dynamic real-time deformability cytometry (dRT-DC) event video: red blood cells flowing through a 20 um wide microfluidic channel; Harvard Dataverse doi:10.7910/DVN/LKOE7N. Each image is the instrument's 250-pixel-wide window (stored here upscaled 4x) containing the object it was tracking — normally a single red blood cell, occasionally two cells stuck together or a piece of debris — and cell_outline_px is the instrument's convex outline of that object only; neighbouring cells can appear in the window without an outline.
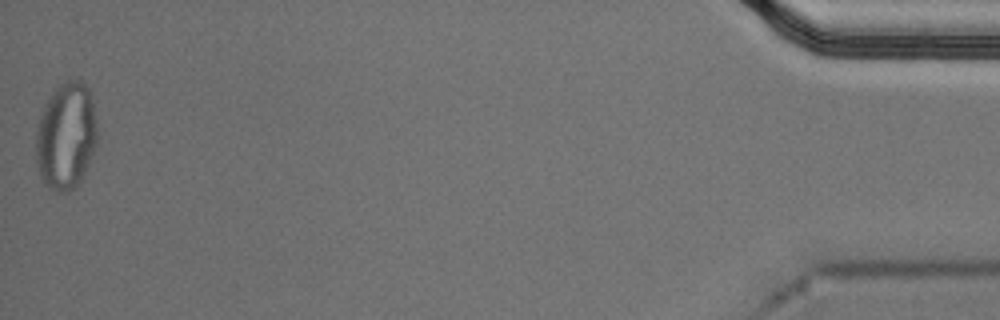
{"species": "Egyptian fruit bat (a non-hibernating species)", "species_latin": "Rousettus aegyptiacus", "temperature_condition": "cold", "stored_images_in_passage": 55, "segment_of_instrument_passage": [2, 2], "camera_frame_rate_fps": 3000, "um_per_image_px": 0.085, "animal": {"sex": "male"}, "frame": {"image": 1, "passage_image": 55, "time_ms": 18.0, "image_size_px": [1000, 320], "cell_outline_px": [[96, 144], [88, 164], [76, 188], [68, 192], [56, 192], [48, 188], [44, 184], [40, 176], [36, 160], [36, 132], [40, 116], [44, 104], [52, 92], [60, 84], [68, 80], [80, 80], [92, 92], [96, 120]], "centroid_in_image_um": [5.61, 11.56], "position_along_channel_um": 429.6, "area_um2": 38.49}}